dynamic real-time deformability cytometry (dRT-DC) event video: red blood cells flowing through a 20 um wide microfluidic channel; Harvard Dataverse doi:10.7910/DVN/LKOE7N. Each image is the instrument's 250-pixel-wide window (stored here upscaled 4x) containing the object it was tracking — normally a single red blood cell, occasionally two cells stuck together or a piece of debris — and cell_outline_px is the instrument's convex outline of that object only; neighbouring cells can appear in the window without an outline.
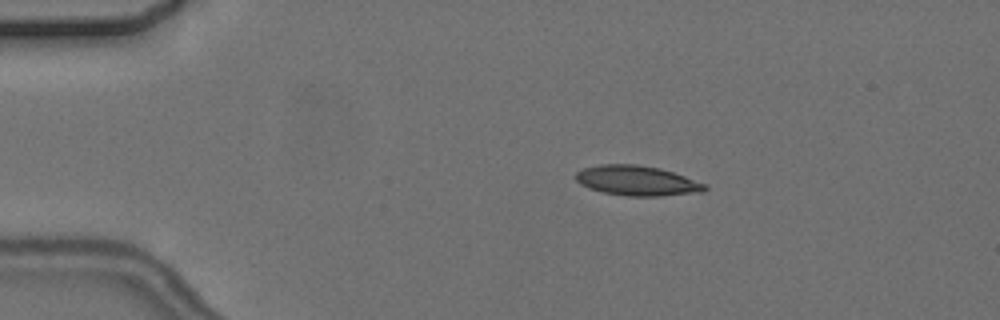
{"species": "common noctule bat (a hibernating species)", "species_latin": "Nyctalus noctula", "temperature_condition": "cold", "stored_images_in_passage": 15, "camera_frame_rate_fps": 3000, "um_per_image_px": 0.085, "animal": {"sex": "female", "body_mass_g": 24.6, "forearm_length_mm": 56.2}, "frame": {"image": 1, "passage_image": 3, "time_ms": 3.333, "image_size_px": [1000, 320], "cell_outline_px": [[708, 188], [704, 192], [660, 196], [628, 196], [604, 192], [588, 188], [580, 184], [576, 180], [576, 172], [584, 168], [600, 164], [636, 164], [660, 168], [708, 184]], "centroid_in_image_um": [54.17, 15.36], "position_along_channel_um": 30.8, "area_um2": 22.6}}
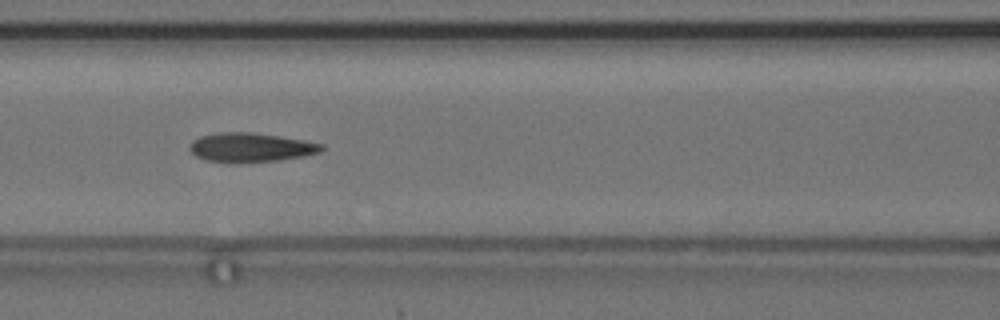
{"frame": {"image": 2, "passage_image": 7, "time_ms": 8.0, "image_size_px": [1000, 320], "cell_outline_px": [[324, 148], [320, 152], [304, 156], [280, 160], [228, 164], [204, 160], [196, 156], [188, 148], [192, 140], [200, 136], [216, 132], [252, 132], [280, 136], [304, 140], [324, 144]], "centroid_in_image_um": [21.28, 12.54], "position_along_channel_um": 145.3, "area_um2": 22.89}}
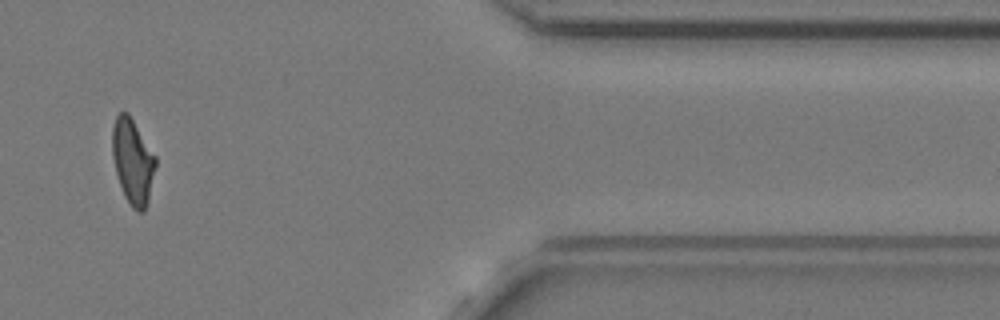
{"frame": {"image": 3, "passage_image": 13, "time_ms": 16.0, "image_size_px": [1000, 320], "cell_outline_px": [[156, 168], [148, 200], [144, 212], [136, 212], [128, 204], [124, 196], [116, 172], [112, 156], [112, 128], [116, 116], [120, 112], [128, 112], [156, 156]], "centroid_in_image_um": [11.28, 13.73], "position_along_channel_um": 400.1, "area_um2": 21.62}, "authors_computed_cell_mechanics": {"area_um2": 21.964, "velocity_mm_per_s": 3.6514, "shape_relaxation_time_tau1_ms": 6.2903, "shape_relaxation_time_tau2_ms": 1.785, "deformation_change_tau1": 0.1688, "deformation_change_tau2": 0.0774}}